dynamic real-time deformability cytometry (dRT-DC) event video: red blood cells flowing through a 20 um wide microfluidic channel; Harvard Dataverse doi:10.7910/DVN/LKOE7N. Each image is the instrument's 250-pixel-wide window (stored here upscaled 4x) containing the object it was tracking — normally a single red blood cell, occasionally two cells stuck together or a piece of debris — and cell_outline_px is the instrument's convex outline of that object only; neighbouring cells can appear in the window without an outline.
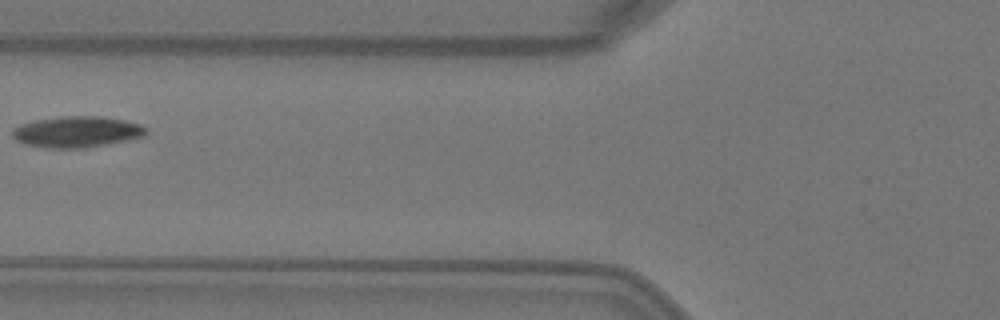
{"species": "Egyptian fruit bat (a non-hibernating species)", "species_latin": "Rousettus aegyptiacus", "temperature_condition": "warm", "stored_images_in_passage": 4, "camera_frame_rate_fps": 3000, "um_per_image_px": 0.085, "animal": {"sex": "female"}, "frame": {"image": 1, "passage_image": 3, "time_ms": 0.667, "image_size_px": [1000, 320], "cell_outline_px": [[148, 132], [144, 136], [128, 140], [108, 144], [84, 148], [48, 148], [24, 144], [16, 140], [12, 136], [12, 128], [20, 124], [36, 120], [60, 116], [100, 116], [124, 120], [140, 124], [148, 128]], "centroid_in_image_um": [6.54, 11.2], "position_along_channel_um": 119.3, "area_um2": 24.45}}
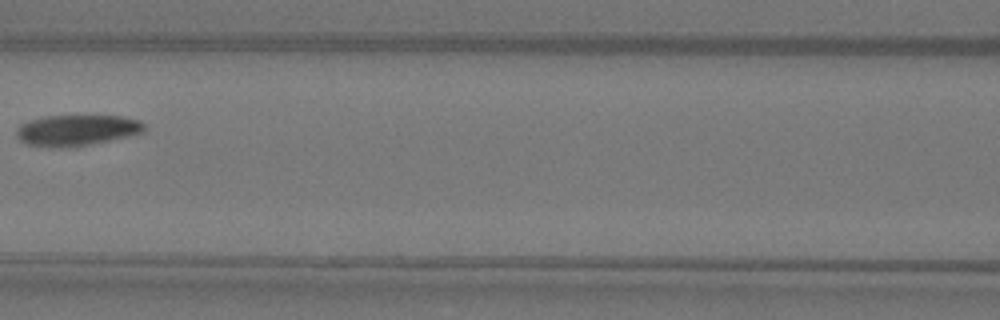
{"frame": {"image": 2, "passage_image": 4, "time_ms": 1.0, "image_size_px": [1000, 320], "cell_outline_px": [[144, 132], [128, 136], [88, 144], [48, 148], [28, 144], [20, 140], [16, 136], [16, 128], [20, 124], [28, 120], [44, 116], [124, 116], [140, 120], [144, 124]], "centroid_in_image_um": [6.48, 11.05], "position_along_channel_um": 160.1, "area_um2": 22.89}}